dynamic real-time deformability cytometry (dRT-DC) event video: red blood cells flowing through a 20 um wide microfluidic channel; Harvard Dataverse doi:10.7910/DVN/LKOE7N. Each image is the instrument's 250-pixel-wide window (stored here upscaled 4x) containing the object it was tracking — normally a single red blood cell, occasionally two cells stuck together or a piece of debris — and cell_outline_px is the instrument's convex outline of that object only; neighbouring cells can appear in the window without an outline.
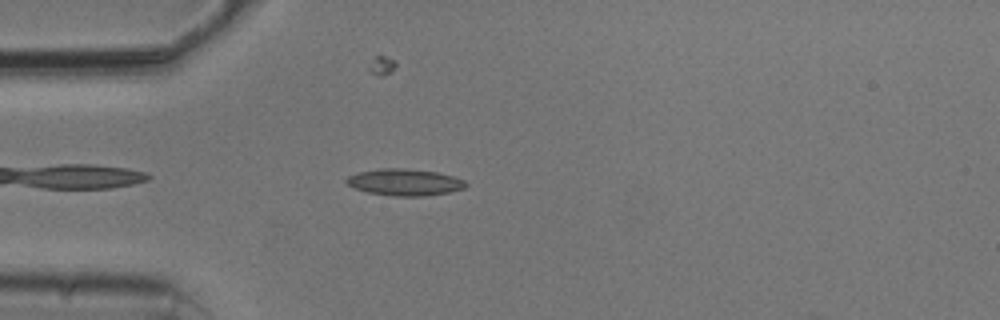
{"species": "common noctule bat (a hibernating species)", "species_latin": "Nyctalus noctula", "temperature_condition": "cold", "stored_images_in_passage": 41, "camera_frame_rate_fps": 3000, "um_per_image_px": 0.085, "animal": {"sex": "male", "body_mass_g": 20.5, "forearm_length_mm": 52.5}, "frame": {"image": 1, "passage_image": 4, "time_ms": 1.0, "image_size_px": [1000, 320], "cell_outline_px": [[468, 184], [464, 188], [448, 192], [424, 196], [392, 196], [368, 192], [356, 188], [348, 184], [344, 180], [348, 176], [360, 172], [380, 168], [404, 168], [436, 172], [452, 176], [464, 180]], "centroid_in_image_um": [34.4, 15.49], "position_along_channel_um": 50.6, "area_um2": 18.38}}
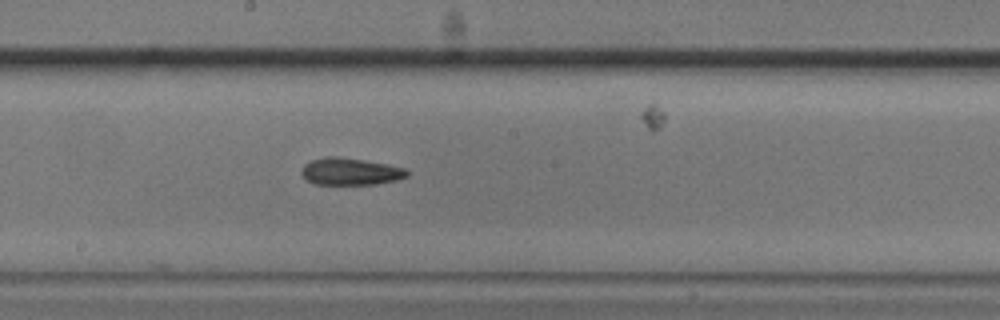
{"frame": {"image": 2, "passage_image": 18, "time_ms": 5.667, "image_size_px": [1000, 320], "cell_outline_px": [[408, 176], [396, 180], [376, 184], [316, 184], [304, 180], [300, 172], [304, 164], [312, 160], [328, 156], [336, 156], [364, 160], [388, 164], [404, 168], [408, 172]], "centroid_in_image_um": [29.75, 14.58], "position_along_channel_um": 218.5, "area_um2": 16.7}}
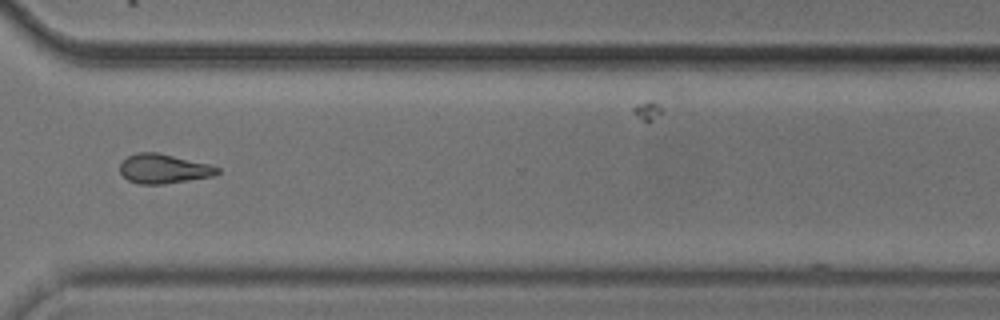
{"frame": {"image": 3, "passage_image": 29, "time_ms": 9.333, "image_size_px": [1000, 320], "cell_outline_px": [[220, 172], [212, 176], [164, 184], [140, 184], [128, 180], [120, 172], [120, 164], [128, 156], [136, 152], [156, 152], [208, 164], [220, 168]], "centroid_in_image_um": [13.89, 14.34], "position_along_channel_um": 356.7, "area_um2": 16.47}, "authors_computed_cell_mechanics": {"area_um2": 16.5308, "velocity_mm_per_s": 3.787, "shape_relaxation_time_tau1_ms": null, "shape_relaxation_time_tau2_ms": 5.8035, "deformation_change_tau1": null, "deformation_change_tau2": 0.148}}